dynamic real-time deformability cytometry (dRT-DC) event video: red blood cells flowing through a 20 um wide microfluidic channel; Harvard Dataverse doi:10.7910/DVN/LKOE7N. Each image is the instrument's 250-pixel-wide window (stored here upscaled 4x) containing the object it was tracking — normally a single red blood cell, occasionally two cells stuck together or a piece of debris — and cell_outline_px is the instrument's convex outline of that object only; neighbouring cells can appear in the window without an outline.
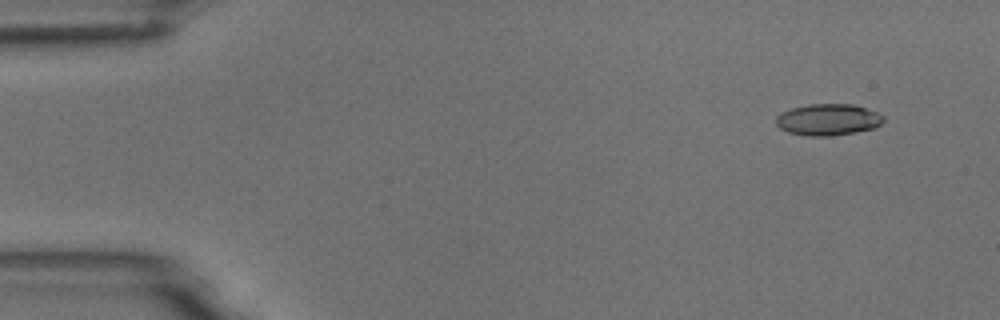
{"species": "common noctule bat (a hibernating species)", "species_latin": "Nyctalus noctula", "temperature_condition": "room temperature", "stored_images_in_passage": 5, "camera_frame_rate_fps": 3000, "um_per_image_px": 0.085, "animal": {"sex": "male", "body_mass_g": 18.8}, "frame": {"image": 1, "passage_image": 1, "time_ms": 0.0, "image_size_px": [1000, 320], "cell_outline_px": [[884, 120], [876, 128], [856, 132], [832, 136], [808, 136], [788, 132], [780, 128], [776, 124], [776, 116], [780, 112], [792, 108], [808, 104], [852, 104], [876, 112], [884, 116]], "centroid_in_image_um": [70.37, 10.17], "position_along_channel_um": 14.6, "area_um2": 19.83}}